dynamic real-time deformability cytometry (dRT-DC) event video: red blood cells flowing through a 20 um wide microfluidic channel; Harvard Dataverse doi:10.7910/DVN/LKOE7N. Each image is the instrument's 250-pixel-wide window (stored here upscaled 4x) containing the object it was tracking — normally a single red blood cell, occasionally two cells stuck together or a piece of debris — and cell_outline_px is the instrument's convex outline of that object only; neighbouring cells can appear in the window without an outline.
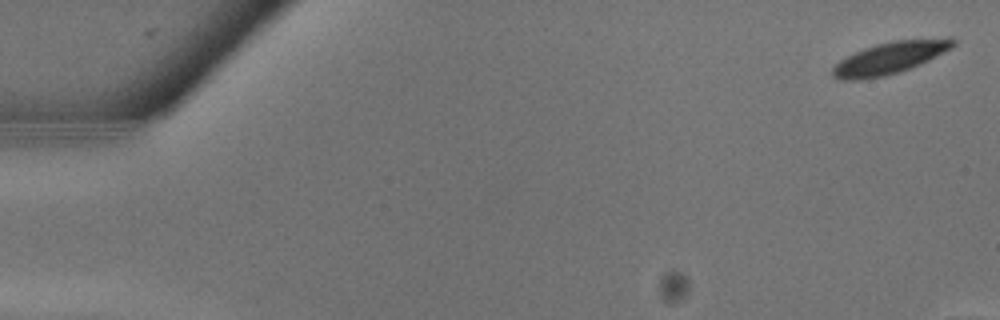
{"species": "common noctule bat (a hibernating species)", "species_latin": "Nyctalus noctula", "temperature_condition": "warm", "stored_images_in_passage": 9, "camera_frame_rate_fps": 3000, "um_per_image_px": 0.085, "animal": {"sex": "male", "body_mass_g": 13.3}, "frame": {"image": 1, "passage_image": 1, "time_ms": 0.0, "image_size_px": [1000, 320], "cell_outline_px": [[956, 44], [952, 48], [920, 64], [900, 72], [884, 76], [860, 80], [840, 80], [832, 76], [832, 68], [840, 60], [864, 48], [876, 44], [896, 40], [948, 36], [952, 36], [956, 40]], "centroid_in_image_um": [75.7, 4.9], "position_along_channel_um": 9.3, "area_um2": 22.72}}